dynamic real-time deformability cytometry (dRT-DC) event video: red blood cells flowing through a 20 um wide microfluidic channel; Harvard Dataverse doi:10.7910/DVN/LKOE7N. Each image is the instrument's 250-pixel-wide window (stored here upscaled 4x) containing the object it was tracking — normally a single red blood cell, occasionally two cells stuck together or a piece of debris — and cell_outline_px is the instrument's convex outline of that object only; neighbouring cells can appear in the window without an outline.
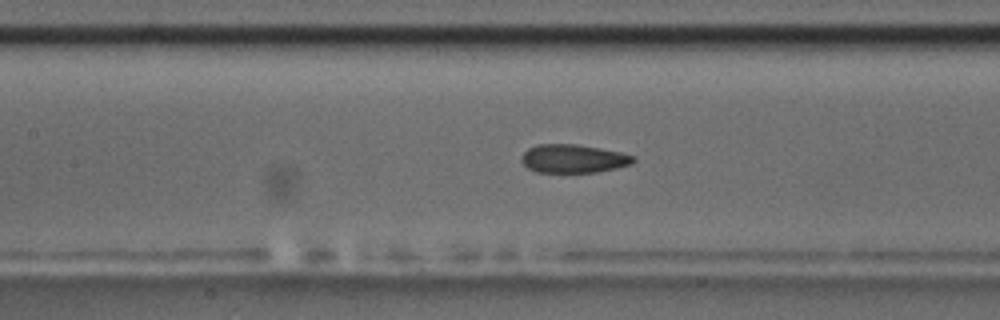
{"species": "common noctule bat (a hibernating species)", "species_latin": "Nyctalus noctula", "temperature_condition": "room temperature", "stored_images_in_passage": 56, "camera_frame_rate_fps": 3000, "um_per_image_px": 0.085, "animal": {"sex": "male", "body_mass_g": 17.5, "forearm_length_mm": 52.3}, "frame": {"image": 1, "passage_image": 25, "time_ms": 8.0, "image_size_px": [1000, 320], "cell_outline_px": [[636, 160], [632, 164], [616, 168], [596, 172], [536, 172], [528, 168], [520, 160], [520, 156], [528, 148], [536, 144], [576, 144], [600, 148], [620, 152], [636, 156]], "centroid_in_image_um": [48.73, 13.48], "position_along_channel_um": 158.7, "area_um2": 18.67}, "authors_computed_cell_mechanics": {"area_um2": 19.5075, "velocity_mm_per_s": 3.6071, "shape_relaxation_time_tau1_ms": 7.0064, "shape_relaxation_time_tau2_ms": 1.4828, "deformation_change_tau1": 0.1382, "deformation_change_tau2": 0.0686}}